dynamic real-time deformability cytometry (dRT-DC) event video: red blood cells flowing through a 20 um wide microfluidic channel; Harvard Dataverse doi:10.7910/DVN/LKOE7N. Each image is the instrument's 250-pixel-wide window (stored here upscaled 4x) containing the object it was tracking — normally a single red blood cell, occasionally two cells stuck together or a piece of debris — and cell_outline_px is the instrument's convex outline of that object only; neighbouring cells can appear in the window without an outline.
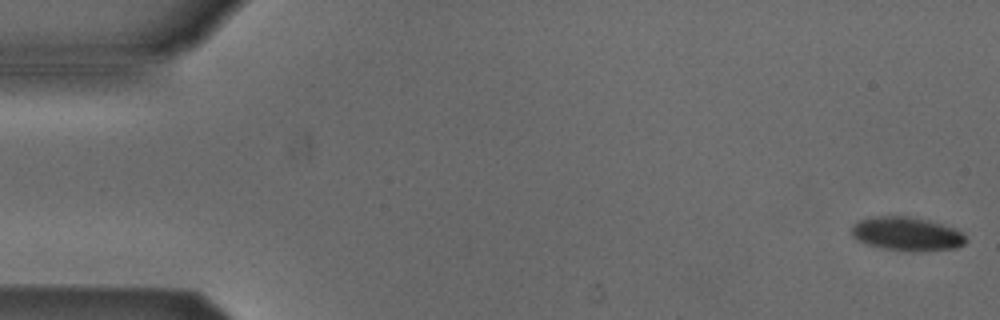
{"species": "Egyptian fruit bat (a non-hibernating species)", "species_latin": "Rousettus aegyptiacus", "temperature_condition": "cold", "stored_images_in_passage": 2, "camera_frame_rate_fps": 3000, "um_per_image_px": 0.085, "animal": {"sex": "male"}, "frame": {"image": 1, "passage_image": 2, "time_ms": 1.333, "image_size_px": [1000, 320], "cell_outline_px": [[968, 240], [964, 244], [956, 248], [920, 252], [912, 252], [880, 248], [856, 240], [852, 236], [852, 224], [860, 220], [872, 216], [908, 216], [940, 224], [952, 228], [960, 232]], "centroid_in_image_um": [77.04, 19.9], "position_along_channel_um": 8.0, "area_um2": 22.48}}